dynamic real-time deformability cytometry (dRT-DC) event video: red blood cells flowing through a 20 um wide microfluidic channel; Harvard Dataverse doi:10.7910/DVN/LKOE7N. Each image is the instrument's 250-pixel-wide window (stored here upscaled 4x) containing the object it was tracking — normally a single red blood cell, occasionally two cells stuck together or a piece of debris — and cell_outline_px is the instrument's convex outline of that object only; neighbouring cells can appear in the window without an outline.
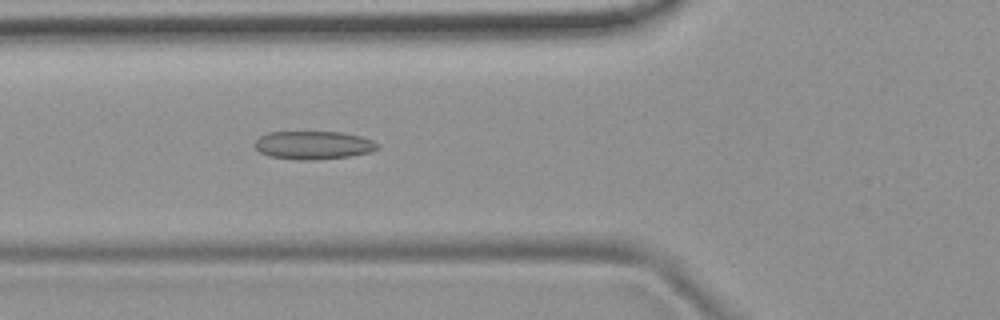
{"species": "common noctule bat (a hibernating species)", "species_latin": "Nyctalus noctula", "temperature_condition": "room temperature", "stored_images_in_passage": 6, "camera_frame_rate_fps": 3000, "um_per_image_px": 0.085, "animal": {"sex": "female", "body_mass_g": 19.9}, "frame": {"image": 1, "passage_image": 6, "time_ms": 1.667, "image_size_px": [1000, 320], "cell_outline_px": [[380, 148], [368, 152], [348, 156], [312, 160], [296, 160], [268, 156], [260, 152], [256, 148], [256, 140], [260, 136], [268, 132], [340, 132], [360, 136], [372, 140], [380, 144]], "centroid_in_image_um": [26.63, 12.34], "position_along_channel_um": 99.2, "area_um2": 20.11}}